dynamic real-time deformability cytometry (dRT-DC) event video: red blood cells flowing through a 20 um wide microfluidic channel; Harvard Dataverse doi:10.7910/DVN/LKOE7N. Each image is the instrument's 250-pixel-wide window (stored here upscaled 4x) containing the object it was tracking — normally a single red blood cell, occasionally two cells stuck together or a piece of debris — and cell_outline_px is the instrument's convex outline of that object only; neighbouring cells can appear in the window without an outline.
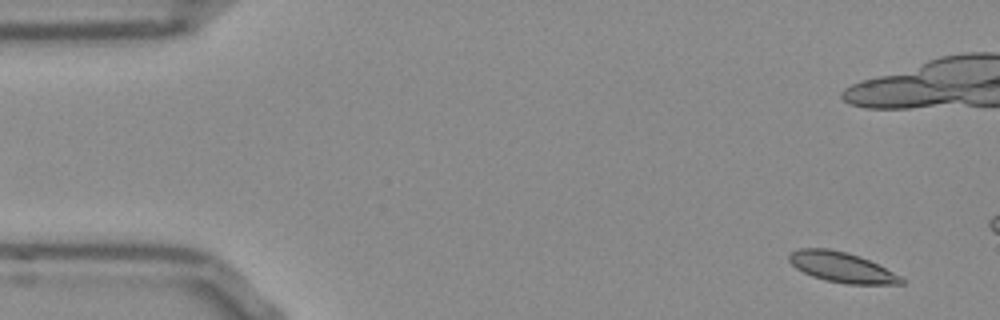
{"species": "Egyptian fruit bat (a non-hibernating species)", "species_latin": "Rousettus aegyptiacus", "temperature_condition": "room temperature", "stored_images_in_passage": 12, "camera_frame_rate_fps": 3000, "um_per_image_px": 0.085, "frame": {"image": 1, "passage_image": 3, "time_ms": 0.667, "image_size_px": [1000, 320], "cell_outline_px": [[904, 284], [848, 284], [824, 280], [812, 276], [796, 268], [788, 260], [788, 256], [792, 252], [800, 248], [828, 248], [844, 252], [868, 260], [900, 276], [904, 280]], "centroid_in_image_um": [71.51, 22.72], "position_along_channel_um": 13.5, "area_um2": 19.36}}